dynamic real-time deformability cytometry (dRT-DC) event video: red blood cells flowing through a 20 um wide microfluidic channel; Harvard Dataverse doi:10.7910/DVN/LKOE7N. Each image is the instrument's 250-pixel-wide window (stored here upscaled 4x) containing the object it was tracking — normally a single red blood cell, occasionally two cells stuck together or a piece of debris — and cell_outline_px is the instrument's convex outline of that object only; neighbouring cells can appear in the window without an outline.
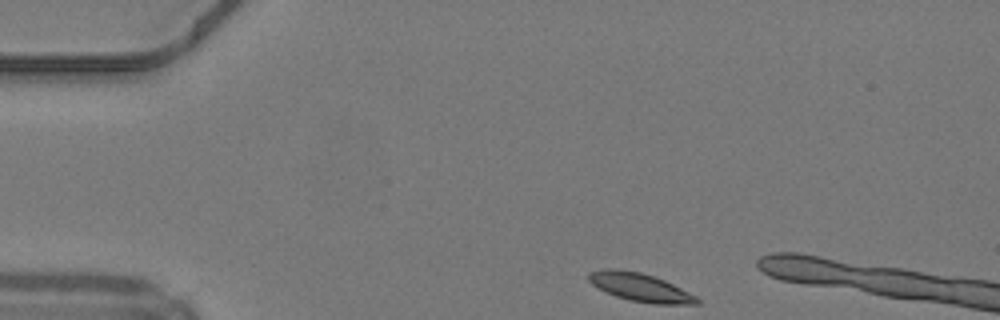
{"species": "common noctule bat (a hibernating species)", "species_latin": "Nyctalus noctula", "temperature_condition": "warm", "stored_images_in_passage": 8, "camera_frame_rate_fps": 3000, "um_per_image_px": 0.085, "animal": {"sex": "male", "body_mass_g": 19.2, "forearm_length_mm": 51.8}, "frame": {"image": 1, "passage_image": 1, "time_ms": 0.0, "image_size_px": [1000, 320], "cell_outline_px": [[700, 304], [652, 304], [628, 300], [616, 296], [592, 284], [588, 280], [588, 272], [604, 268], [616, 268], [640, 272], [664, 280], [696, 296], [700, 300]], "centroid_in_image_um": [54.4, 24.42], "position_along_channel_um": 30.6, "area_um2": 17.74}}